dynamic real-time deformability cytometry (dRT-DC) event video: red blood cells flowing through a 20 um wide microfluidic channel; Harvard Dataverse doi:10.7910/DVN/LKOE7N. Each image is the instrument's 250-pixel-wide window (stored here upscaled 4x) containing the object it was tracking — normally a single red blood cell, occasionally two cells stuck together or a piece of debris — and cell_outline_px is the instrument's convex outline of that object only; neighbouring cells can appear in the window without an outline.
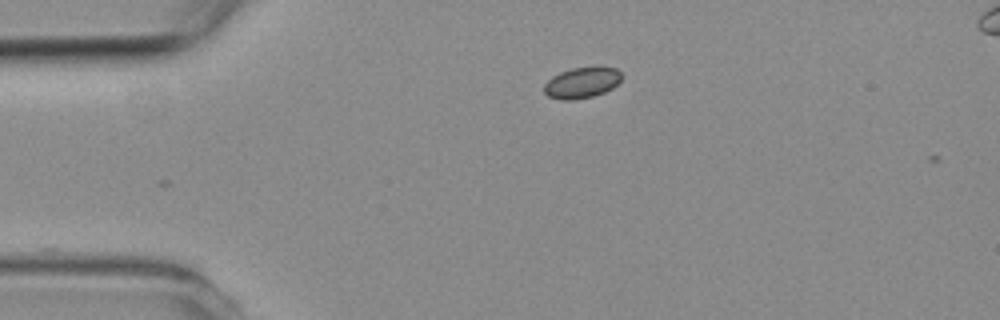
{"species": "common noctule bat (a hibernating species)", "species_latin": "Nyctalus noctula", "temperature_condition": "room temperature", "stored_images_in_passage": 3, "camera_frame_rate_fps": 3000, "um_per_image_px": 0.085, "animal": {"sex": "female", "body_mass_g": 19.3, "forearm_length_mm": 54.1}, "frame": {"image": 1, "passage_image": 1, "time_ms": 0.0, "image_size_px": [1000, 320], "cell_outline_px": [[620, 80], [612, 88], [604, 92], [592, 96], [572, 100], [560, 100], [548, 96], [544, 92], [544, 84], [552, 76], [560, 72], [572, 68], [616, 68], [620, 72]], "centroid_in_image_um": [49.4, 7.05], "position_along_channel_um": 35.6, "area_um2": 13.64}}